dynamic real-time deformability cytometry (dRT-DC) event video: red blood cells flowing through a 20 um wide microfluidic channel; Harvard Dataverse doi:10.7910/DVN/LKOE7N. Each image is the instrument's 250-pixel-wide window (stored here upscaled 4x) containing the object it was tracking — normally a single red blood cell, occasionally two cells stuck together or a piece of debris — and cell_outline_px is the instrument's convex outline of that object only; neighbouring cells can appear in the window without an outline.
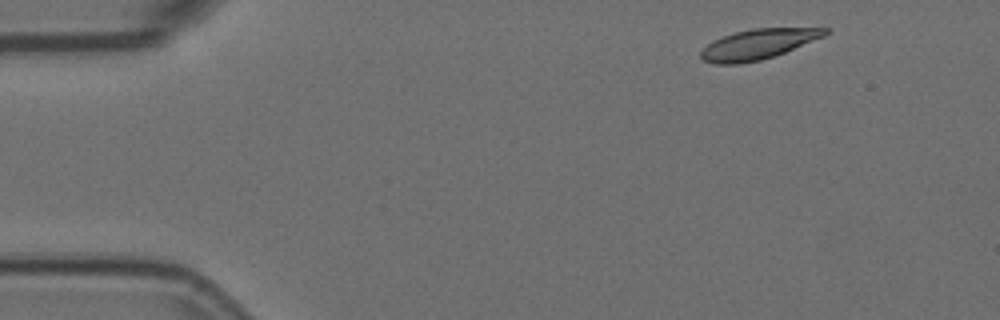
{"species": "Egyptian fruit bat (a non-hibernating species)", "species_latin": "Rousettus aegyptiacus", "temperature_condition": "room temperature", "stored_images_in_passage": 3, "camera_frame_rate_fps": 3000, "um_per_image_px": 0.085, "animal": {"sex": "female"}, "frame": {"image": 1, "passage_image": 1, "time_ms": 0.0, "image_size_px": [1000, 320], "cell_outline_px": [[832, 28], [824, 36], [784, 52], [760, 60], [740, 64], [716, 64], [704, 60], [700, 56], [700, 52], [712, 40], [736, 32], [752, 28]], "centroid_in_image_um": [64.42, 3.75], "position_along_channel_um": 20.6, "area_um2": 21.5}}